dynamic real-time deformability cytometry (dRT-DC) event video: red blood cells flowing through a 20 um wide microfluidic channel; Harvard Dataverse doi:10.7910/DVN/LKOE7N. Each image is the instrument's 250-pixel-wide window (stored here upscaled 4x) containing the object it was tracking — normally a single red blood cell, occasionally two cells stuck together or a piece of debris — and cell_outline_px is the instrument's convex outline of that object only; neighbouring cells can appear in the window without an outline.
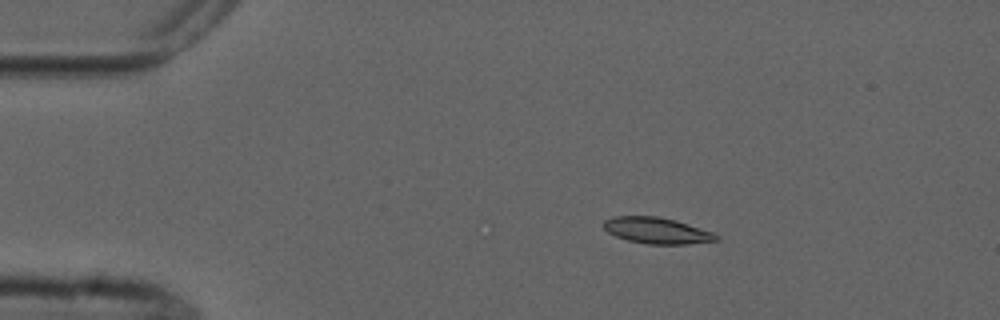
{"species": "common noctule bat (a hibernating species)", "species_latin": "Nyctalus noctula", "temperature_condition": "cold", "stored_images_in_passage": 10, "camera_frame_rate_fps": 3000, "um_per_image_px": 0.085, "animal": {"sex": "male", "forearm_length_mm": 52.5}, "frame": {"image": 1, "passage_image": 2, "time_ms": 2.0, "image_size_px": [1000, 320], "cell_outline_px": [[720, 240], [688, 244], [648, 244], [628, 240], [616, 236], [608, 232], [604, 228], [604, 220], [616, 216], [656, 216], [676, 220], [712, 232], [720, 236]], "centroid_in_image_um": [55.86, 19.6], "position_along_channel_um": 29.1, "area_um2": 17.11}}
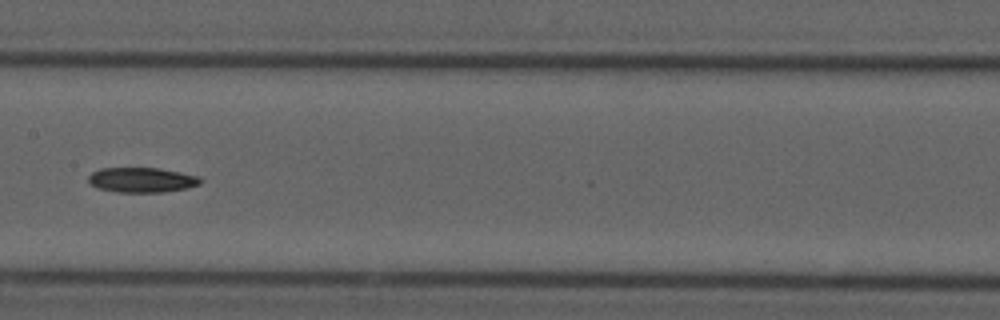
{"frame": {"image": 2, "passage_image": 7, "time_ms": 8.0, "image_size_px": [1000, 320], "cell_outline_px": [[204, 180], [200, 184], [188, 188], [164, 192], [116, 192], [96, 188], [88, 180], [88, 176], [92, 172], [100, 168], [160, 168], [200, 176]], "centroid_in_image_um": [12.08, 15.29], "position_along_channel_um": 195.3, "area_um2": 16.47}}
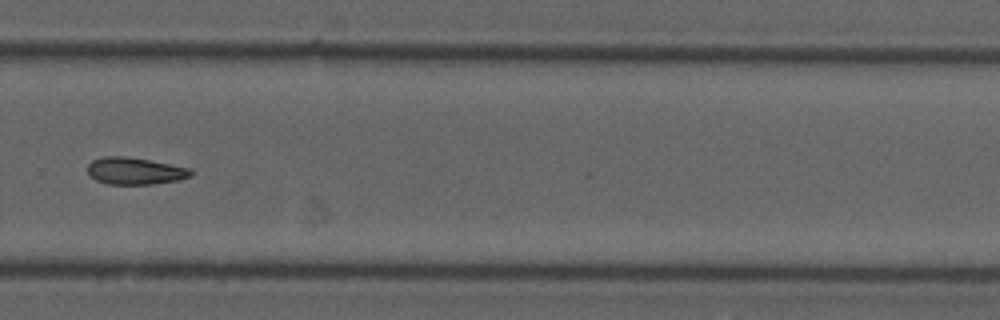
{"frame": {"image": 3, "passage_image": 10, "time_ms": 11.333, "image_size_px": [1000, 320], "cell_outline_px": [[192, 176], [180, 180], [152, 184], [108, 184], [96, 180], [88, 176], [88, 164], [92, 160], [104, 156], [124, 156], [148, 160], [192, 168]], "centroid_in_image_um": [11.47, 14.53], "position_along_channel_um": 318.3, "area_um2": 16.36}}